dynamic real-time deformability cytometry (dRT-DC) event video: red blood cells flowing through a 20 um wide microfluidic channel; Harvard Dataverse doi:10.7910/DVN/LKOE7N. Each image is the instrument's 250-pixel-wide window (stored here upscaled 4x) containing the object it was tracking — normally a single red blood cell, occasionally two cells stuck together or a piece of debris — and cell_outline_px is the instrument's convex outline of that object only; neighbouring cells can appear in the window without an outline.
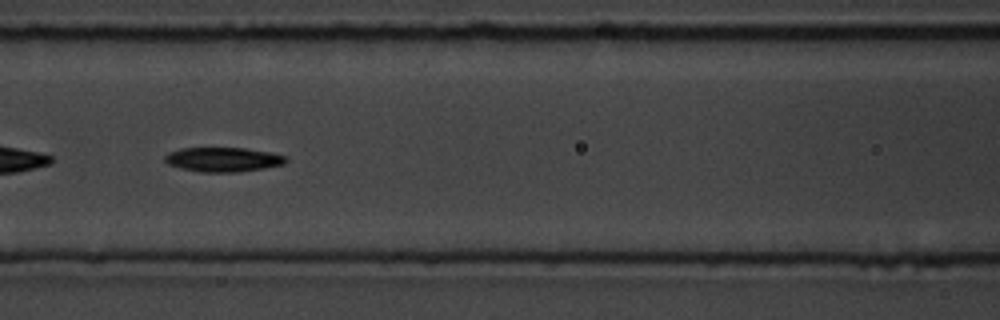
{"species": "common noctule bat (a hibernating species)", "species_latin": "Nyctalus noctula", "temperature_condition": "room temperature", "stored_images_in_passage": 10, "camera_frame_rate_fps": 3000, "um_per_image_px": 0.085, "animal": {"sex": "male", "body_mass_g": 19.5, "forearm_length_mm": 54.6}, "frame": {"image": 1, "passage_image": 9, "time_ms": 9.0, "image_size_px": [1000, 320], "cell_outline_px": [[288, 160], [284, 164], [264, 168], [236, 172], [200, 172], [180, 168], [168, 164], [164, 160], [164, 156], [180, 148], [244, 148], [268, 152], [288, 156]], "centroid_in_image_um": [18.98, 13.56], "position_along_channel_um": 147.6, "area_um2": 17.17}}
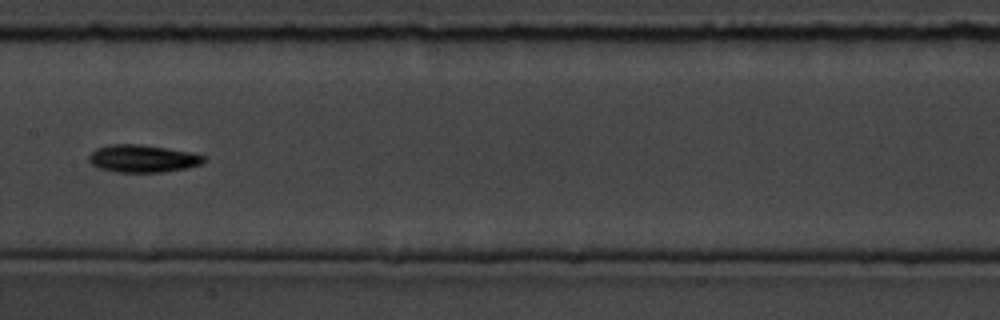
{"frame": {"image": 2, "passage_image": 10, "time_ms": 10.333, "image_size_px": [1000, 320], "cell_outline_px": [[204, 160], [200, 164], [184, 168], [160, 172], [116, 172], [96, 168], [88, 160], [88, 156], [96, 148], [112, 144], [140, 144], [188, 152], [204, 156]], "centroid_in_image_um": [12.03, 13.48], "position_along_channel_um": 195.4, "area_um2": 18.15}}